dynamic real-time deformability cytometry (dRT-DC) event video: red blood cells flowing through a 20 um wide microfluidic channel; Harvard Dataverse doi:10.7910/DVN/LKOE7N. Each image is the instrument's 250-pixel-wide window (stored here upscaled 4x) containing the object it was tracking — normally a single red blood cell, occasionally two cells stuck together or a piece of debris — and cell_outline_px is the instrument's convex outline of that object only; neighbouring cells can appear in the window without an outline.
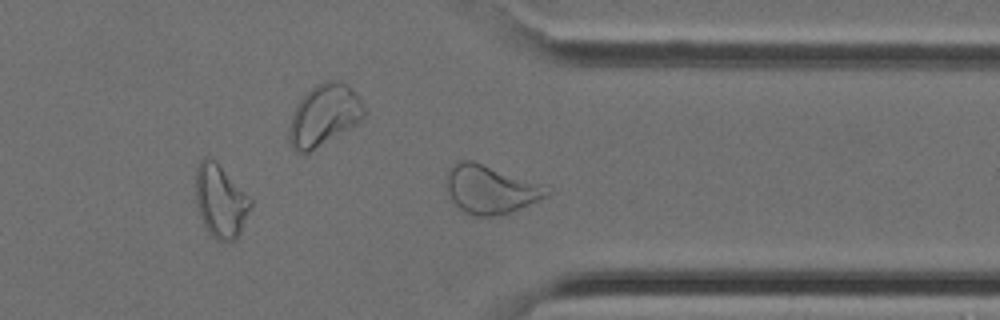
{"species": "Egyptian fruit bat (a non-hibernating species)", "species_latin": "Rousettus aegyptiacus", "temperature_condition": "cold", "stored_images_in_passage": 26, "camera_frame_rate_fps": 3000, "um_per_image_px": 0.085, "animal": {"sex": "female"}, "frame": {"image": 1, "passage_image": 22, "time_ms": 7.0, "image_size_px": [1000, 320], "cell_outline_px": [[552, 192], [548, 196], [512, 212], [492, 216], [472, 216], [464, 212], [448, 196], [444, 184], [444, 180], [448, 168], [456, 160], [472, 160], [552, 188]], "centroid_in_image_um": [41.64, 16.09], "position_along_channel_um": 369.8, "area_um2": 28.67}}